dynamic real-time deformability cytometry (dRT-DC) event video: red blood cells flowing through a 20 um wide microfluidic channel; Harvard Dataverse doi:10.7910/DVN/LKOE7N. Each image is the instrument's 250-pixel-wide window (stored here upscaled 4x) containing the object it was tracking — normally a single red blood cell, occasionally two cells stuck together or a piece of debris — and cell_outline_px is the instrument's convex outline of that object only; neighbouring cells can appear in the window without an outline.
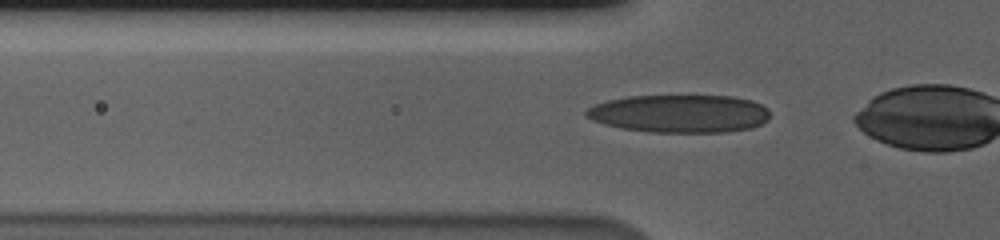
{"species": "human", "species_latin": "Homo sapiens", "temperature_condition": "cold", "stored_images_in_passage": 42, "camera_frame_rate_fps": 3000, "um_per_image_px": 0.085, "donor": {"sex": "male"}, "frame": {"image": 1, "passage_image": 15, "time_ms": 4.667, "image_size_px": [1000, 240], "cell_outline_px": [[768, 120], [752, 128], [724, 132], [648, 132], [620, 128], [604, 124], [592, 120], [584, 112], [588, 108], [596, 104], [608, 100], [628, 96], [732, 96], [752, 100], [768, 108]], "centroid_in_image_um": [57.77, 9.66], "position_along_channel_um": 68.0, "area_um2": 40.63}}
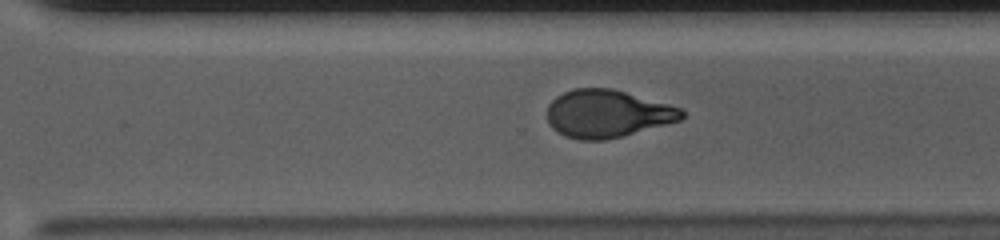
{"frame": {"image": 2, "passage_image": 36, "time_ms": 11.667, "image_size_px": [1000, 240], "cell_outline_px": [[684, 116], [680, 120], [624, 136], [604, 140], [580, 140], [564, 136], [552, 128], [548, 124], [548, 104], [556, 96], [564, 92], [576, 88], [612, 88], [680, 108], [684, 112]], "centroid_in_image_um": [51.58, 9.67], "position_along_channel_um": 319.0, "area_um2": 37.22}}
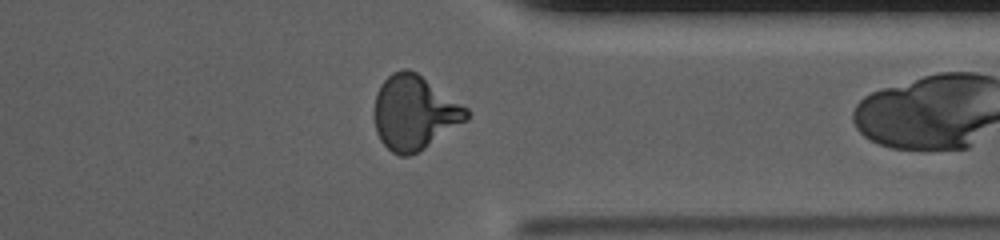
{"frame": {"image": 3, "passage_image": 41, "time_ms": 13.333, "image_size_px": [1000, 240], "cell_outline_px": [[472, 112], [468, 120], [424, 148], [408, 156], [400, 156], [392, 152], [380, 140], [376, 132], [372, 116], [372, 112], [376, 92], [380, 84], [392, 72], [404, 68], [408, 68], [416, 72], [468, 108]], "centroid_in_image_um": [35.19, 9.56], "position_along_channel_um": 376.2, "area_um2": 40.29}}